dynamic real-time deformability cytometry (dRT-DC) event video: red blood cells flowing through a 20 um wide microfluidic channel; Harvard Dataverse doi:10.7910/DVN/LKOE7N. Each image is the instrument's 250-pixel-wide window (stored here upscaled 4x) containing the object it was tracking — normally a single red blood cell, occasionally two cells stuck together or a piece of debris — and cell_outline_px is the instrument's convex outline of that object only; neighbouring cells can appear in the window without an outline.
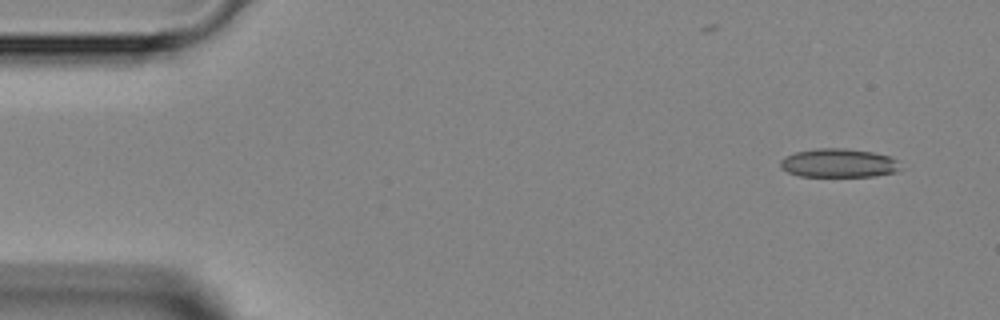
{"species": "Egyptian fruit bat (a non-hibernating species)", "species_latin": "Rousettus aegyptiacus", "temperature_condition": "room temperature", "stored_images_in_passage": 3, "camera_frame_rate_fps": 3000, "um_per_image_px": 0.085, "animal": {"sex": "female"}, "frame": {"image": 1, "passage_image": 3, "time_ms": 5.0, "image_size_px": [1000, 320], "cell_outline_px": [[900, 168], [896, 172], [876, 176], [800, 176], [788, 172], [780, 168], [780, 160], [796, 152], [816, 148], [844, 148], [872, 152], [892, 156], [896, 160]], "centroid_in_image_um": [71.29, 13.86], "position_along_channel_um": 13.7, "area_um2": 20.06}}